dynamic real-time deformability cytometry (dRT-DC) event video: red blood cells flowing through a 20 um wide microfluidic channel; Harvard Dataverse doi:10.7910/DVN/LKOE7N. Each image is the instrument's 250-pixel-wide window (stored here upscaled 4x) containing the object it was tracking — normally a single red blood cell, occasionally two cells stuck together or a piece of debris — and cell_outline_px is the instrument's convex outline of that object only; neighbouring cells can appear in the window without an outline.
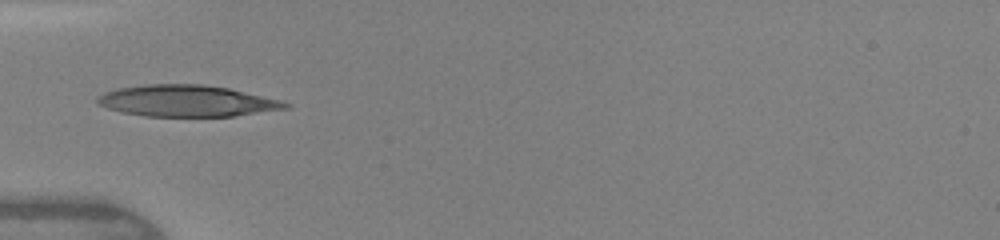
{"species": "human", "species_latin": "Homo sapiens", "temperature_condition": "warm", "stored_images_in_passage": 2, "camera_frame_rate_fps": 3000, "um_per_image_px": 0.085, "donor": {"sex": "female"}, "frame": {"image": 1, "passage_image": 1, "time_ms": 0.0, "image_size_px": [1000, 240], "cell_outline_px": [[292, 104], [288, 108], [232, 116], [144, 116], [120, 112], [96, 104], [96, 96], [104, 92], [120, 88], [144, 84], [204, 84], [228, 88], [280, 100]], "centroid_in_image_um": [15.83, 8.57], "position_along_channel_um": 69.2, "area_um2": 34.39}}